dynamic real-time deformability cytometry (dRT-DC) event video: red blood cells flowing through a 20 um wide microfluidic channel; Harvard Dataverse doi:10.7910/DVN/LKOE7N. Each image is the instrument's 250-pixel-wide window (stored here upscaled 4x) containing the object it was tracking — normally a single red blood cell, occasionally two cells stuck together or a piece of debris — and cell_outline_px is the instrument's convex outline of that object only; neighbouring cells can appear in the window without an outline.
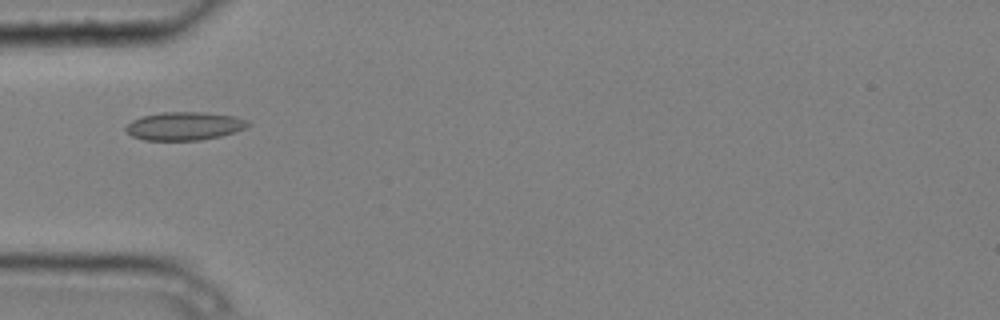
{"species": "common noctule bat (a hibernating species)", "species_latin": "Nyctalus noctula", "temperature_condition": "cold", "stored_images_in_passage": 2, "camera_frame_rate_fps": 3000, "um_per_image_px": 0.085, "animal": {"sex": "male", "body_mass_g": 20.4}, "frame": {"image": 1, "passage_image": 1, "time_ms": 0.0, "image_size_px": [1000, 320], "cell_outline_px": [[252, 124], [236, 132], [220, 136], [200, 140], [144, 140], [132, 136], [124, 128], [132, 120], [140, 116], [164, 112], [204, 112], [236, 116], [248, 120]], "centroid_in_image_um": [15.7, 10.71], "position_along_channel_um": 69.3, "area_um2": 20.23}}
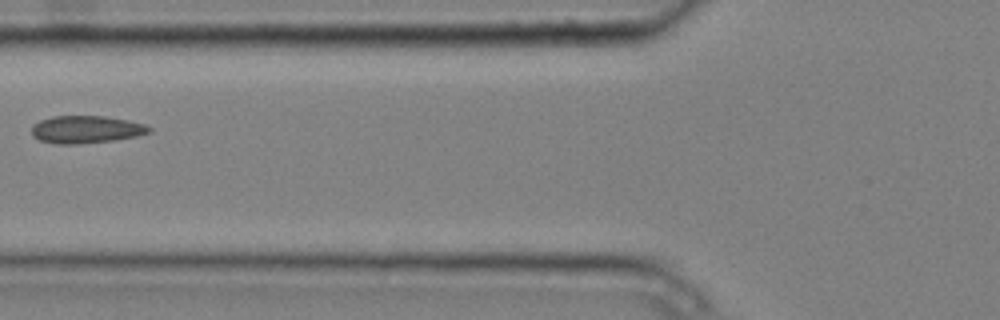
{"frame": {"image": 2, "passage_image": 2, "time_ms": 0.333, "image_size_px": [1000, 320], "cell_outline_px": [[152, 132], [136, 136], [116, 140], [76, 144], [56, 144], [40, 140], [32, 136], [32, 124], [40, 120], [52, 116], [104, 116], [128, 120], [144, 124], [152, 128]], "centroid_in_image_um": [7.32, 11.0], "position_along_channel_um": 118.5, "area_um2": 18.96}}